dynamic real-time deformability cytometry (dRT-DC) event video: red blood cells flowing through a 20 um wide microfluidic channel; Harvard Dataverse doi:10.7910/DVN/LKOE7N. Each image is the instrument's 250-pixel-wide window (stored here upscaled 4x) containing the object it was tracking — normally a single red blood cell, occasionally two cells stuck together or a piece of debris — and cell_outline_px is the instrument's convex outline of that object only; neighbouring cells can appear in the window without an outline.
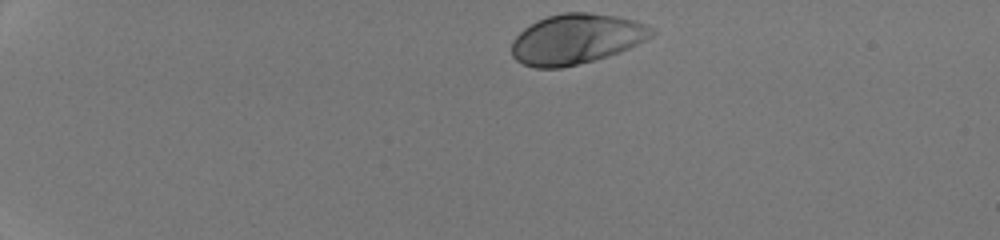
{"species": "human", "species_latin": "Homo sapiens", "temperature_condition": "room temperature", "stored_images_in_passage": 40, "camera_frame_rate_fps": 3000, "um_per_image_px": 0.085, "donor": {"sex": "male"}, "frame": {"image": 1, "passage_image": 1, "time_ms": 0.0, "image_size_px": [1000, 240], "cell_outline_px": [[656, 32], [652, 36], [620, 52], [608, 56], [560, 68], [536, 68], [524, 64], [516, 60], [512, 56], [512, 40], [524, 28], [536, 20], [548, 16], [564, 12], [588, 12], [616, 16], [632, 20], [656, 28]], "centroid_in_image_um": [48.97, 3.31], "position_along_channel_um": 36.0, "area_um2": 40.75}}
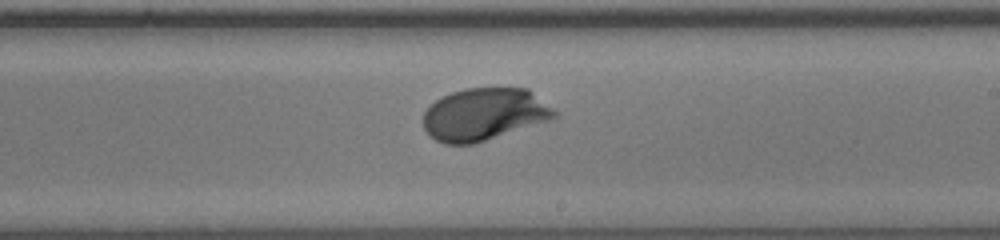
{"frame": {"image": 2, "passage_image": 23, "time_ms": 7.333, "image_size_px": [1000, 240], "cell_outline_px": [[560, 112], [552, 120], [476, 144], [444, 144], [436, 140], [424, 128], [424, 112], [436, 100], [452, 92], [468, 88], [528, 88]], "centroid_in_image_um": [41.23, 9.72], "position_along_channel_um": 247.8, "area_um2": 40.34}}
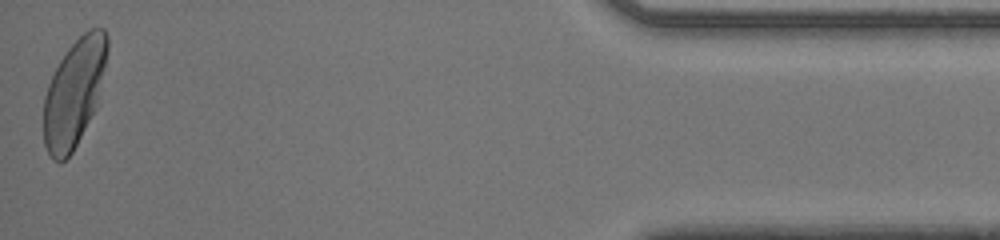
{"frame": {"image": 3, "passage_image": 40, "time_ms": 13.0, "image_size_px": [1000, 240], "cell_outline_px": [[108, 48], [104, 68], [92, 112], [72, 152], [60, 164], [52, 160], [44, 144], [44, 96], [48, 84], [60, 60], [68, 48], [88, 28], [104, 28], [108, 36]], "centroid_in_image_um": [6.26, 7.87], "position_along_channel_um": 428.9, "area_um2": 38.78}, "authors_computed_cell_mechanics": {"area_um2": 39.5063, "velocity_mm_per_s": 4.2819, "shape_relaxation_time_tau1_ms": 2.0624, "shape_relaxation_time_tau2_ms": null, "deformation_change_tau1": 0.1678, "deformation_change_tau2": null}}